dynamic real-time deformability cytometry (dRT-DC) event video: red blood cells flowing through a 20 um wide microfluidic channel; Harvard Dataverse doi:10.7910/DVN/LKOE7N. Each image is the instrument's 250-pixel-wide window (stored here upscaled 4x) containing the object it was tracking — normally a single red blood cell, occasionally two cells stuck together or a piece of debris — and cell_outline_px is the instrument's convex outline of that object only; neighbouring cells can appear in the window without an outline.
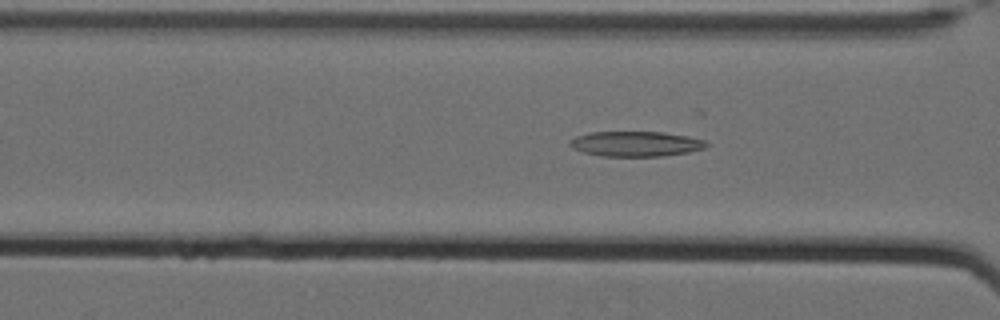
{"species": "Egyptian fruit bat (a non-hibernating species)", "species_latin": "Rousettus aegyptiacus", "temperature_condition": "cold", "stored_images_in_passage": 60, "camera_frame_rate_fps": 3000, "um_per_image_px": 0.085, "animal": {"sex": "female"}, "frame": {"image": 1, "passage_image": 27, "time_ms": 8.667, "image_size_px": [1000, 320], "cell_outline_px": [[712, 144], [704, 148], [688, 152], [664, 156], [600, 156], [584, 152], [572, 148], [568, 144], [568, 140], [576, 136], [588, 132], [664, 132], [688, 136], [704, 140]], "centroid_in_image_um": [54.03, 12.22], "position_along_channel_um": 112.6, "area_um2": 20.17}}
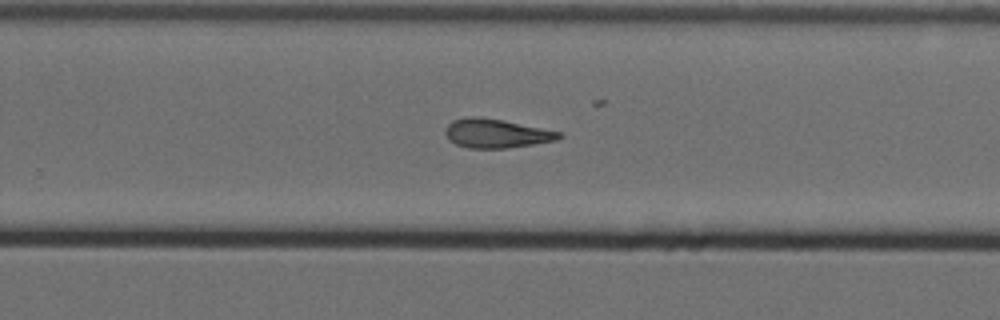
{"frame": {"image": 2, "passage_image": 42, "time_ms": 13.667, "image_size_px": [1000, 320], "cell_outline_px": [[564, 136], [556, 140], [508, 148], [468, 148], [456, 144], [448, 140], [444, 132], [444, 128], [452, 120], [464, 116], [480, 116], [504, 120], [564, 132]], "centroid_in_image_um": [42.17, 11.32], "position_along_channel_um": 287.6, "area_um2": 19.59}}
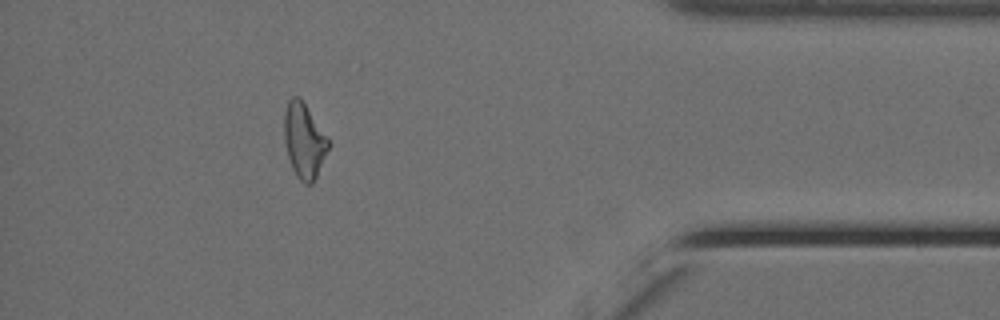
{"frame": {"image": 3, "passage_image": 55, "time_ms": 18.0, "image_size_px": [1000, 320], "cell_outline_px": [[332, 144], [312, 184], [304, 184], [296, 176], [292, 168], [284, 144], [284, 112], [288, 100], [292, 96], [300, 96], [328, 136]], "centroid_in_image_um": [25.86, 11.93], "position_along_channel_um": 409.3, "area_um2": 19.77}, "authors_computed_cell_mechanics": {"area_um2": 20.4034, "velocity_mm_per_s": 3.4862, "shape_relaxation_time_tau1_ms": null, "shape_relaxation_time_tau2_ms": 6.3672, "deformation_change_tau1": null, "deformation_change_tau2": 0.173}}